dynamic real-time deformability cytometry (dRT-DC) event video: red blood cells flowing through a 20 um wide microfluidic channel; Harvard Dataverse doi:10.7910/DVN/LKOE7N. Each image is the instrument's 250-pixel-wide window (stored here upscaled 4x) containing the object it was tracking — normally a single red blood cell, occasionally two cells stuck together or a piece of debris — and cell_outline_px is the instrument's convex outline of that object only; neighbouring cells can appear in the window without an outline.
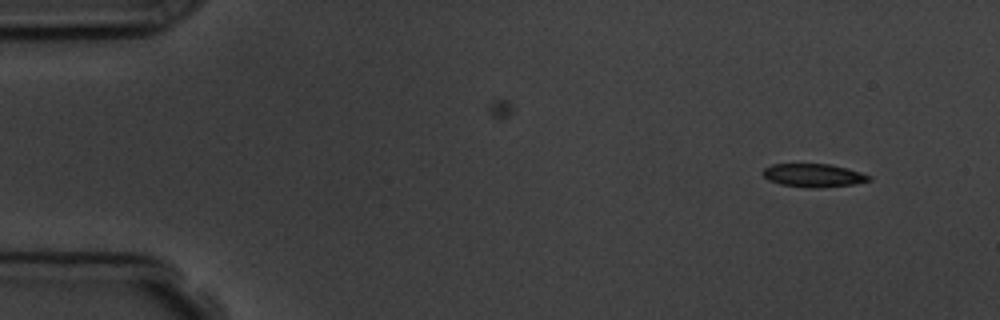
{"species": "common noctule bat (a hibernating species)", "species_latin": "Nyctalus noctula", "temperature_condition": "room temperature", "stored_images_in_passage": 5, "segment_of_instrument_passage": [2, 2], "camera_frame_rate_fps": 3000, "um_per_image_px": 0.085, "animal": {"sex": "male", "body_mass_g": 19.5, "forearm_length_mm": 54.6}, "frame": {"image": 1, "passage_image": 5, "time_ms": 5.333, "image_size_px": [1000, 320], "cell_outline_px": [[872, 180], [856, 184], [820, 188], [812, 188], [780, 184], [768, 180], [760, 172], [764, 168], [772, 164], [828, 164], [848, 168], [872, 176]], "centroid_in_image_um": [69.16, 14.91], "position_along_channel_um": 15.8, "area_um2": 14.57}}